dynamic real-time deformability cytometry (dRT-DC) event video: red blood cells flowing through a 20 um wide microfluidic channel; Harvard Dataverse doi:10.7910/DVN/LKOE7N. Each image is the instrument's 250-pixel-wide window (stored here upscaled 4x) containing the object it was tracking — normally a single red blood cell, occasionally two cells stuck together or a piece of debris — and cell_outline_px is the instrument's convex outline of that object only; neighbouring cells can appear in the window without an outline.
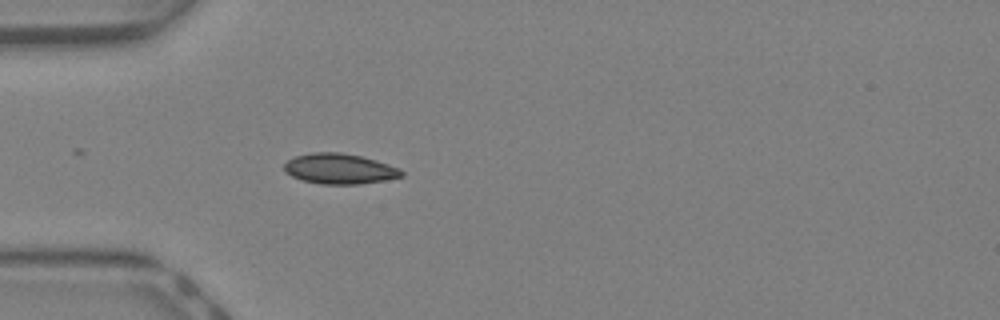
{"species": "Egyptian fruit bat (a non-hibernating species)", "species_latin": "Rousettus aegyptiacus", "temperature_condition": "warm", "stored_images_in_passage": 4, "camera_frame_rate_fps": 3000, "um_per_image_px": 0.085, "animal": {"sex": "female"}, "frame": {"image": 1, "passage_image": 1, "time_ms": 0.0, "image_size_px": [1000, 320], "cell_outline_px": [[404, 176], [384, 180], [360, 184], [320, 184], [300, 180], [284, 172], [284, 164], [288, 160], [296, 156], [312, 152], [340, 152], [360, 156], [376, 160], [400, 168], [404, 172]], "centroid_in_image_um": [28.85, 14.35], "position_along_channel_um": 56.1, "area_um2": 20.87}}
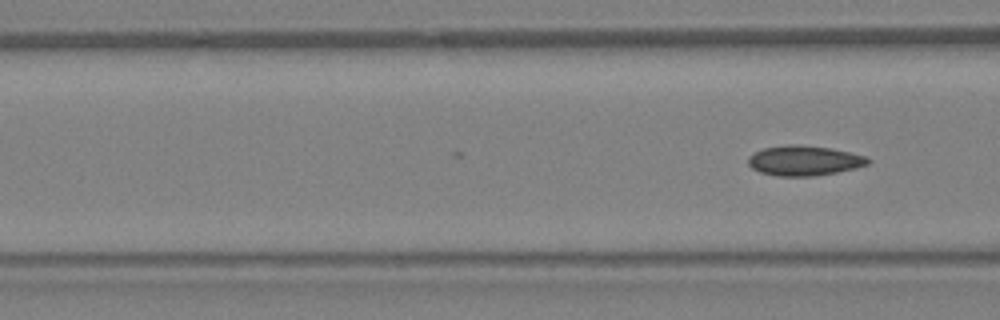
{"frame": {"image": 2, "passage_image": 4, "time_ms": 1.0, "image_size_px": [1000, 320], "cell_outline_px": [[872, 160], [868, 164], [856, 168], [816, 176], [780, 176], [760, 172], [752, 168], [748, 164], [748, 156], [764, 148], [788, 144], [800, 144], [832, 148], [868, 156]], "centroid_in_image_um": [68.39, 13.64], "position_along_channel_um": 98.2, "area_um2": 21.1}}